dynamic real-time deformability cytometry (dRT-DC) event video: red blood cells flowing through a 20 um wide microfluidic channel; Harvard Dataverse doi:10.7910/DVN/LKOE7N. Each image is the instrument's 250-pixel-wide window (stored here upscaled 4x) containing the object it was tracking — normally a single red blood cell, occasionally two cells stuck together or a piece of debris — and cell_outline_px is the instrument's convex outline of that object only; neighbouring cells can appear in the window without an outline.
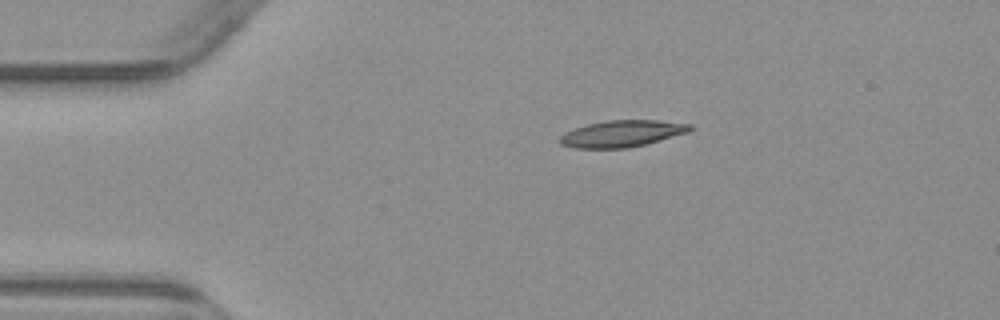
{"species": "common noctule bat (a hibernating species)", "species_latin": "Nyctalus noctula", "temperature_condition": "warm", "stored_images_in_passage": 4, "camera_frame_rate_fps": 3000, "um_per_image_px": 0.085, "animal": {"sex": "male", "body_mass_g": 23.1, "forearm_length_mm": 52.7}, "frame": {"image": 1, "passage_image": 1, "time_ms": 0.0, "image_size_px": [1000, 320], "cell_outline_px": [[696, 128], [688, 132], [644, 144], [628, 148], [576, 148], [560, 144], [556, 140], [564, 132], [588, 124], [608, 120], [656, 120], [692, 124]], "centroid_in_image_um": [52.85, 11.35], "position_along_channel_um": 32.1, "area_um2": 20.17}}
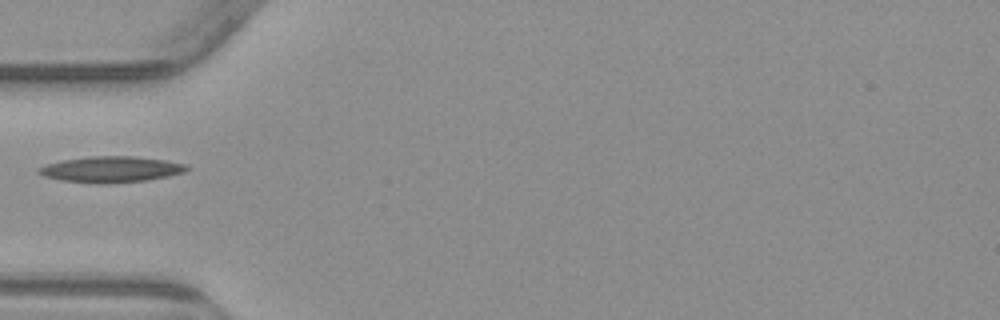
{"frame": {"image": 2, "passage_image": 3, "time_ms": 2.333, "image_size_px": [1000, 320], "cell_outline_px": [[188, 168], [184, 172], [168, 176], [144, 180], [100, 184], [60, 180], [44, 176], [36, 172], [36, 168], [48, 164], [64, 160], [92, 156], [136, 156], [164, 160], [188, 164]], "centroid_in_image_um": [9.42, 14.39], "position_along_channel_um": 75.6, "area_um2": 22.25}}
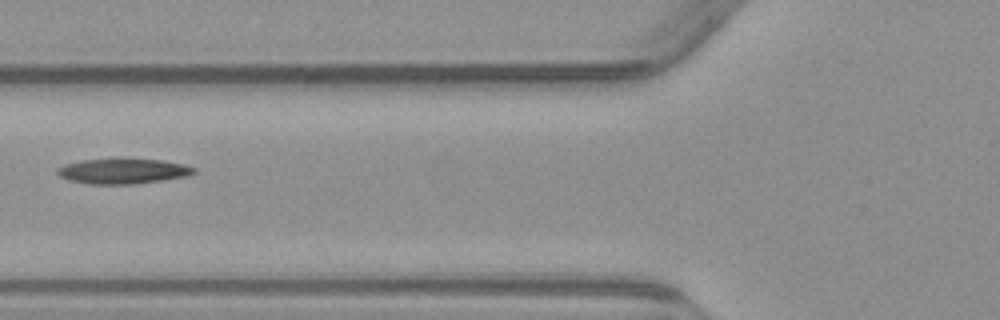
{"frame": {"image": 3, "passage_image": 4, "time_ms": 3.333, "image_size_px": [1000, 320], "cell_outline_px": [[196, 172], [188, 176], [132, 184], [88, 184], [68, 180], [60, 176], [56, 172], [56, 168], [64, 164], [80, 160], [160, 160], [184, 164], [196, 168]], "centroid_in_image_um": [10.42, 14.56], "position_along_channel_um": 115.4, "area_um2": 19.71}}